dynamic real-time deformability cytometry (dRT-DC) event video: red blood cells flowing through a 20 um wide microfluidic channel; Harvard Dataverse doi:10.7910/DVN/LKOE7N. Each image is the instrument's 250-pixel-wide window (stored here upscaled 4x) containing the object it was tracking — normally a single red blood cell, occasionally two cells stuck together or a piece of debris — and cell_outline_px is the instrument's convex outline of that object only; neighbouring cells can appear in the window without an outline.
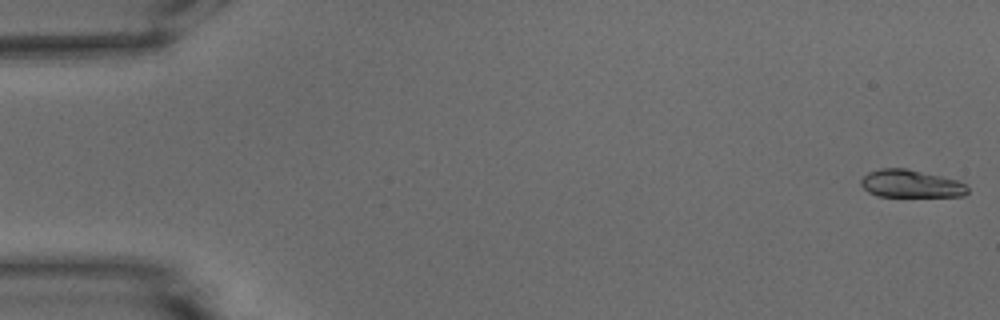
{"species": "common noctule bat (a hibernating species)", "species_latin": "Nyctalus noctula", "temperature_condition": "warm", "stored_images_in_passage": 53, "camera_frame_rate_fps": 3000, "um_per_image_px": 0.085, "animal": {"sex": "male", "body_mass_g": 15.6}, "frame": {"image": 1, "passage_image": 1, "time_ms": 0.0, "image_size_px": [1000, 320], "cell_outline_px": [[968, 192], [964, 196], [876, 196], [868, 192], [860, 184], [860, 180], [868, 172], [880, 168], [904, 168], [960, 180], [968, 188]], "centroid_in_image_um": [77.41, 15.62], "position_along_channel_um": 7.6, "area_um2": 17.22}}
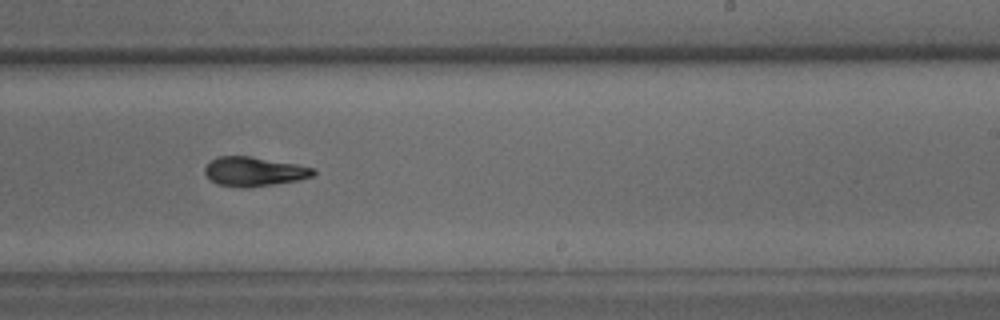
{"frame": {"image": 2, "passage_image": 33, "time_ms": 10.667, "image_size_px": [1000, 320], "cell_outline_px": [[316, 172], [312, 176], [296, 180], [272, 184], [244, 188], [216, 184], [204, 172], [204, 168], [216, 156], [252, 156], [296, 164], [312, 168]], "centroid_in_image_um": [21.56, 14.57], "position_along_channel_um": 267.4, "area_um2": 18.26}}
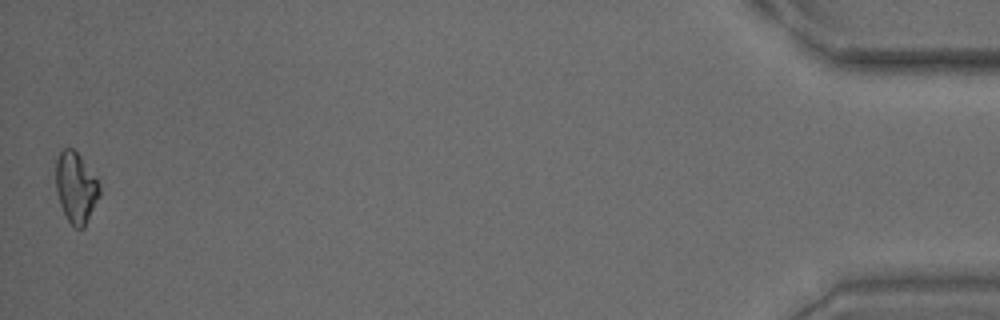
{"frame": {"image": 3, "passage_image": 53, "time_ms": 17.333, "image_size_px": [1000, 320], "cell_outline_px": [[100, 196], [84, 228], [76, 228], [68, 220], [60, 204], [56, 192], [56, 160], [60, 152], [64, 148], [72, 148], [80, 156], [100, 184]], "centroid_in_image_um": [6.45, 15.95], "position_along_channel_um": 428.7, "area_um2": 17.86}, "authors_computed_cell_mechanics": {"area_um2": 18.2648, "velocity_mm_per_s": 3.7929, "shape_relaxation_time_tau1_ms": 5.4646, "shape_relaxation_time_tau2_ms": 3.8868, "deformation_change_tau1": 0.1904, "deformation_change_tau2": 0.0785}}